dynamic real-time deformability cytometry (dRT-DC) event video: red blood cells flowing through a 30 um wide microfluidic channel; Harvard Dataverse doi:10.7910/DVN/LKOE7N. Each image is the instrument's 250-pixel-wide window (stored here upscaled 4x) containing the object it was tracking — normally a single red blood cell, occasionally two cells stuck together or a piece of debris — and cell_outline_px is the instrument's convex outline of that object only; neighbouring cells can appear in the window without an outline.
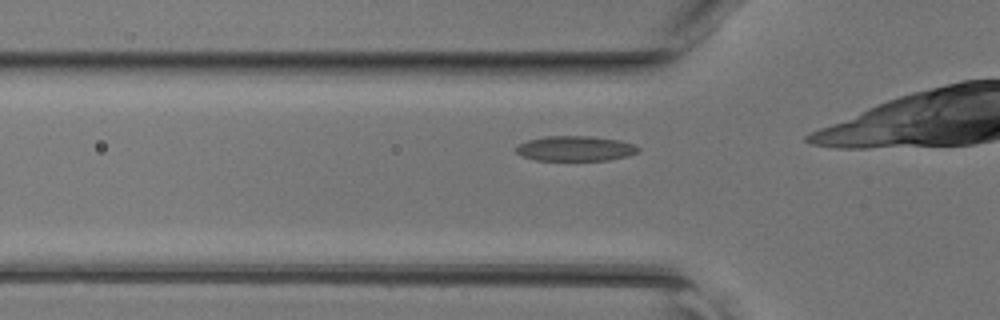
{"species": "common noctule bat (a hibernating species)", "species_latin": "Nyctalus noctula", "temperature_condition": "room temperature", "stored_images_in_passage": 14, "camera_frame_rate_fps": 3000, "um_per_image_px": 0.085, "animal": {"sex": "female", "body_mass_g": 17.0, "forearm_length_mm": 48.0}, "frame": {"image": 1, "passage_image": 10, "time_ms": 3.0, "image_size_px": [1000, 320], "cell_outline_px": [[640, 148], [636, 152], [628, 156], [608, 160], [536, 160], [520, 156], [516, 152], [516, 148], [520, 144], [528, 140], [544, 136], [592, 136], [620, 140], [632, 144]], "centroid_in_image_um": [48.88, 12.62], "position_along_channel_um": 76.9, "area_um2": 17.8}}
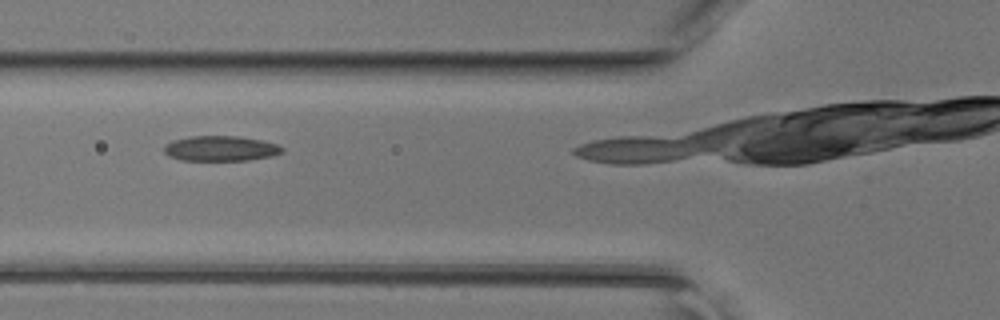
{"frame": {"image": 2, "passage_image": 12, "time_ms": 3.667, "image_size_px": [1000, 320], "cell_outline_px": [[284, 152], [272, 156], [248, 160], [180, 160], [168, 156], [164, 152], [164, 144], [172, 140], [192, 136], [240, 136], [260, 140], [276, 144], [284, 148]], "centroid_in_image_um": [18.73, 12.62], "position_along_channel_um": 107.1, "area_um2": 17.4}}